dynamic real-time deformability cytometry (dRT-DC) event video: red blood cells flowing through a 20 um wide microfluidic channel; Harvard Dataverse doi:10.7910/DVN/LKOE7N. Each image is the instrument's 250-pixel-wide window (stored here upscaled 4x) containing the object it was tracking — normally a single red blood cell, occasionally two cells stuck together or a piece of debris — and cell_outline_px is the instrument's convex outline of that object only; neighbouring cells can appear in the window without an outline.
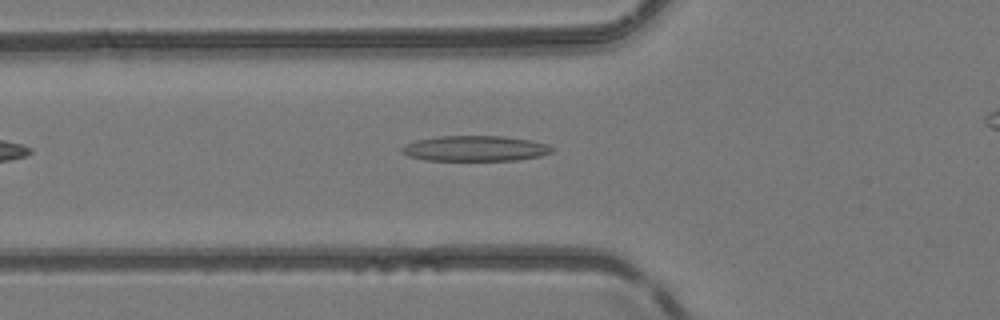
{"species": "common noctule bat (a hibernating species)", "species_latin": "Nyctalus noctula", "temperature_condition": "room temperature", "stored_images_in_passage": 31, "camera_frame_rate_fps": 3000, "um_per_image_px": 0.085, "animal": {"sex": "female", "body_mass_g": 24.6, "forearm_length_mm": 56.2}, "frame": {"image": 1, "passage_image": 8, "time_ms": 2.333, "image_size_px": [1000, 320], "cell_outline_px": [[552, 152], [540, 156], [516, 160], [424, 160], [408, 156], [400, 152], [400, 148], [404, 144], [416, 140], [436, 136], [504, 136], [532, 140], [548, 144], [552, 148]], "centroid_in_image_um": [40.34, 12.61], "position_along_channel_um": 85.5, "area_um2": 22.43}}
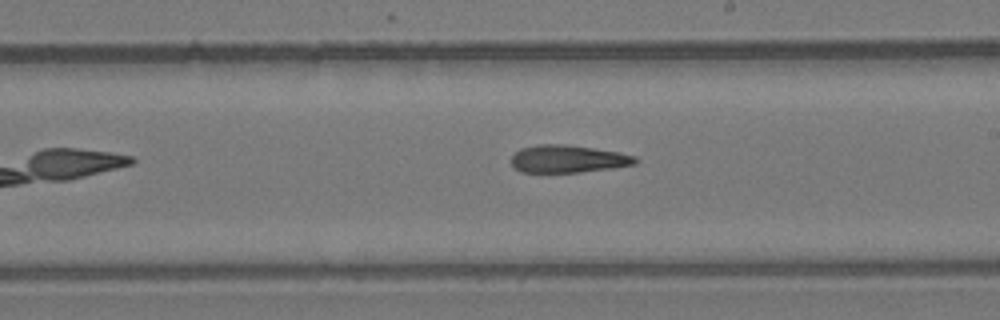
{"frame": {"image": 2, "passage_image": 19, "time_ms": 6.0, "image_size_px": [1000, 320], "cell_outline_px": [[640, 160], [636, 164], [612, 168], [580, 172], [520, 172], [512, 164], [512, 156], [520, 148], [540, 144], [568, 144], [620, 152], [636, 156]], "centroid_in_image_um": [48.32, 13.5], "position_along_channel_um": 240.7, "area_um2": 20.06}}
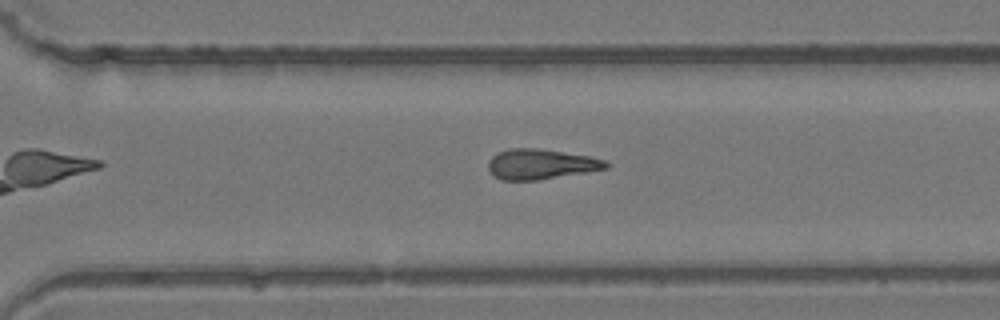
{"frame": {"image": 3, "passage_image": 25, "time_ms": 8.0, "image_size_px": [1000, 320], "cell_outline_px": [[608, 168], [536, 180], [500, 180], [488, 168], [488, 160], [496, 152], [508, 148], [536, 148], [588, 156], [604, 160], [608, 164]], "centroid_in_image_um": [45.9, 13.94], "position_along_channel_um": 324.7, "area_um2": 20.4}}